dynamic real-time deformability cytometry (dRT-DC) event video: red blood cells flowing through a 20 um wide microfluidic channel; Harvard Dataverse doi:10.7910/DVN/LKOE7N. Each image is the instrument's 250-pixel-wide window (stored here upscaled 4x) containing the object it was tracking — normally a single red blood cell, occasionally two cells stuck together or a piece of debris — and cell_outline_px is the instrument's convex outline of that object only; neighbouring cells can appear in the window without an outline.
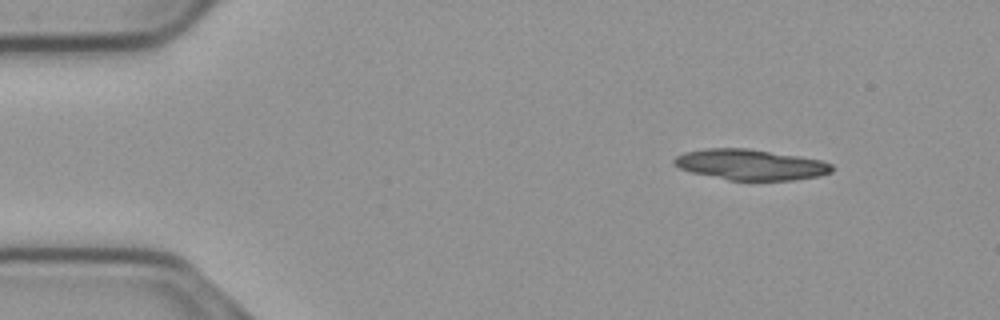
{"species": "common noctule bat (a hibernating species)", "species_latin": "Nyctalus noctula", "temperature_condition": "cold", "stored_images_in_passage": 49, "camera_frame_rate_fps": 3000, "um_per_image_px": 0.085, "animal": {"sex": "male", "body_mass_g": 23.1, "forearm_length_mm": 52.7}, "frame": {"image": 1, "passage_image": 1, "time_ms": 0.0, "image_size_px": [1000, 320], "cell_outline_px": [[832, 172], [820, 176], [792, 180], [728, 180], [692, 172], [680, 168], [672, 160], [676, 156], [684, 152], [708, 148], [744, 148], [796, 156], [820, 160], [832, 164]], "centroid_in_image_um": [63.78, 14.0], "position_along_channel_um": 21.2, "area_um2": 27.8}}
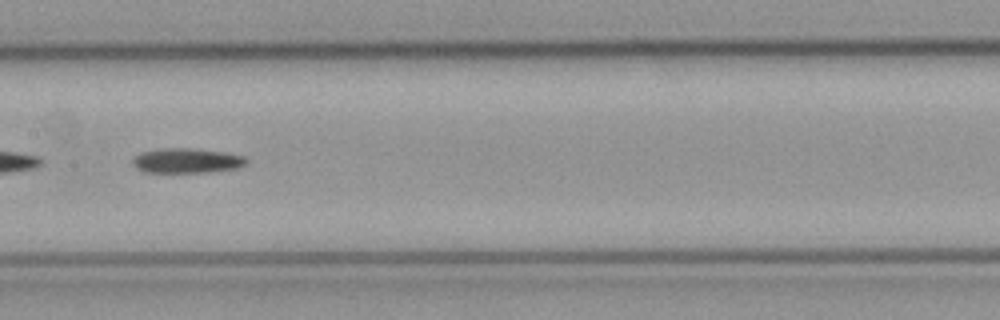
{"frame": {"image": 2, "passage_image": 22, "time_ms": 7.0, "image_size_px": [1000, 320], "cell_outline_px": [[248, 160], [244, 164], [236, 168], [208, 172], [144, 172], [136, 168], [132, 164], [132, 160], [140, 152], [160, 148], [192, 148], [224, 152], [244, 156]], "centroid_in_image_um": [15.83, 13.65], "position_along_channel_um": 191.6, "area_um2": 16.42}}
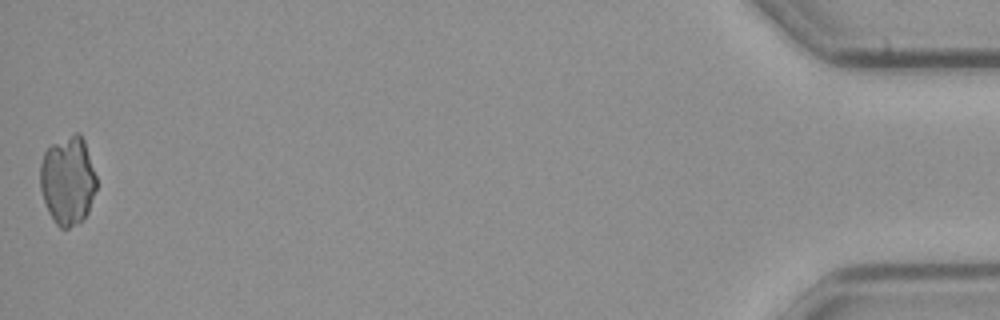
{"frame": {"image": 3, "passage_image": 49, "time_ms": 16.0, "image_size_px": [1000, 320], "cell_outline_px": [[96, 188], [88, 212], [80, 224], [68, 228], [60, 228], [56, 224], [48, 212], [40, 188], [40, 164], [44, 152], [52, 144], [76, 132], [80, 132], [84, 140], [96, 176]], "centroid_in_image_um": [5.76, 15.36], "position_along_channel_um": 429.4, "area_um2": 29.13}}